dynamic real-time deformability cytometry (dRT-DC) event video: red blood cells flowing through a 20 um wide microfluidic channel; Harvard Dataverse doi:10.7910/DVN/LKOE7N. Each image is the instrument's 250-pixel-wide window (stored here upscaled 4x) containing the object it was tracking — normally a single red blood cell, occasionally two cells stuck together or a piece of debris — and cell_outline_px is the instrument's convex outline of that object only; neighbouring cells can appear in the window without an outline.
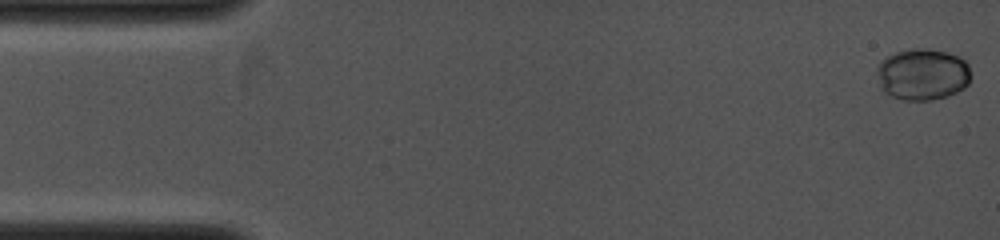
{"species": "common noctule bat (a hibernating species)", "species_latin": "Nyctalus noctula", "temperature_condition": "cold", "stored_images_in_passage": 7, "camera_frame_rate_fps": 4000, "um_per_image_px": 0.085, "animal": {"sex": "female", "body_mass_g": 19.0, "forearm_length_mm": 53.3}, "frame": {"image": 1, "passage_image": 1, "time_ms": 0.0, "image_size_px": [1000, 240], "cell_outline_px": [[972, 76], [968, 84], [964, 88], [948, 96], [932, 100], [900, 100], [884, 92], [880, 88], [876, 68], [880, 60], [896, 52], [916, 48], [928, 48], [944, 52], [956, 56], [964, 60], [968, 64]], "centroid_in_image_um": [78.41, 6.33], "position_along_channel_um": 6.6, "area_um2": 28.5}}
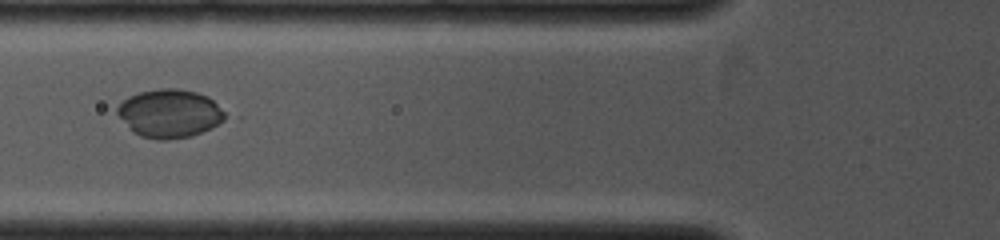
{"frame": {"image": 2, "passage_image": 6, "time_ms": 4.75, "image_size_px": [1000, 240], "cell_outline_px": [[232, 116], [212, 128], [192, 136], [164, 140], [156, 140], [140, 136], [132, 132], [116, 112], [116, 108], [128, 96], [140, 92], [160, 88], [176, 88], [196, 92], [208, 96]], "centroid_in_image_um": [14.47, 9.65], "position_along_channel_um": 111.3, "area_um2": 30.81}}
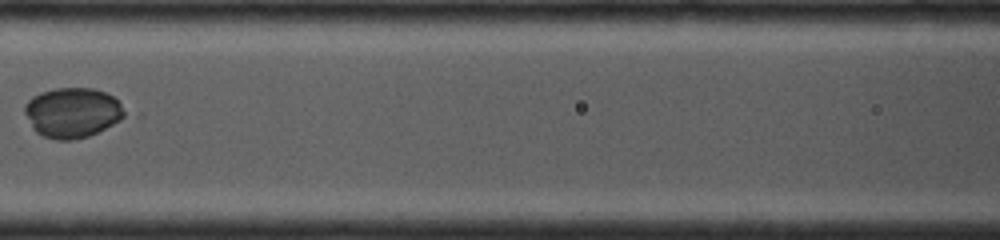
{"frame": {"image": 3, "passage_image": 7, "time_ms": 5.75, "image_size_px": [1000, 240], "cell_outline_px": [[128, 116], [88, 136], [72, 140], [56, 140], [44, 136], [36, 132], [32, 128], [24, 112], [24, 108], [28, 100], [32, 96], [44, 92], [60, 88], [92, 88], [104, 92], [112, 96], [120, 104]], "centroid_in_image_um": [6.15, 9.58], "position_along_channel_um": 160.5, "area_um2": 28.84}}